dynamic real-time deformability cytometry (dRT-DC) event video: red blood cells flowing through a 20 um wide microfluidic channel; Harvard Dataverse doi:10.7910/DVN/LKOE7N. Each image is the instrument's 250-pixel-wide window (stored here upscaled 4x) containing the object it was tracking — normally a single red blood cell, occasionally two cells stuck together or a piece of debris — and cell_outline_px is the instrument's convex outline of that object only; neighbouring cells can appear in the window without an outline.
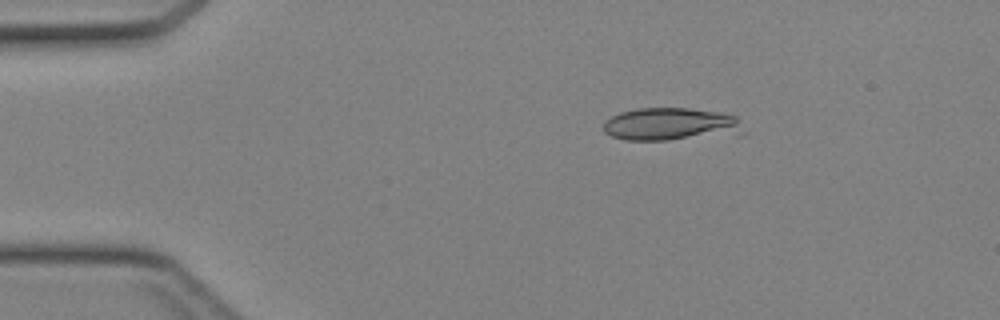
{"species": "Egyptian fruit bat (a non-hibernating species)", "species_latin": "Rousettus aegyptiacus", "temperature_condition": "cold", "stored_images_in_passage": 11, "camera_frame_rate_fps": 3000, "um_per_image_px": 0.085, "animal": {"sex": "female"}, "frame": {"image": 1, "passage_image": 1, "time_ms": 0.0, "image_size_px": [1000, 320], "cell_outline_px": [[736, 124], [668, 140], [624, 140], [612, 136], [604, 132], [604, 120], [620, 112], [636, 108], [688, 108], [720, 112], [736, 116]], "centroid_in_image_um": [56.47, 10.47], "position_along_channel_um": 28.5, "area_um2": 23.76}}
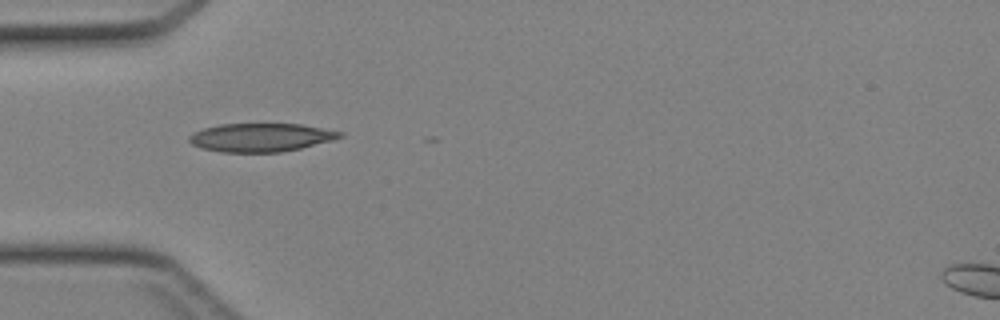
{"frame": {"image": 2, "passage_image": 7, "time_ms": 2.0, "image_size_px": [1000, 320], "cell_outline_px": [[344, 136], [332, 140], [300, 148], [280, 152], [220, 152], [204, 148], [192, 144], [188, 140], [188, 136], [204, 128], [220, 124], [300, 124], [344, 132]], "centroid_in_image_um": [22.18, 11.68], "position_along_channel_um": 62.8, "area_um2": 24.74}}
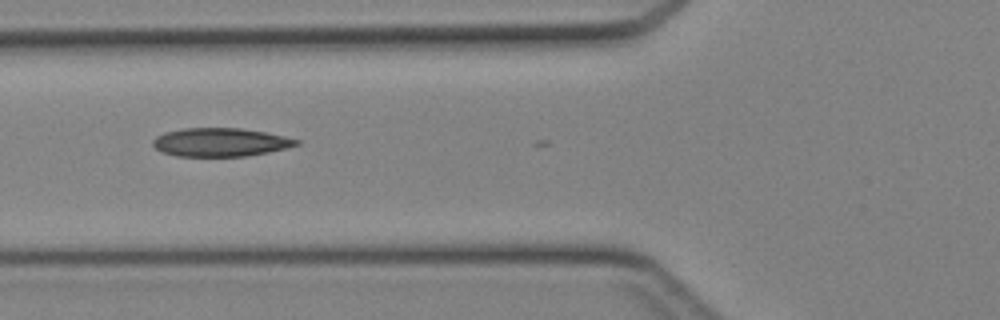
{"frame": {"image": 3, "passage_image": 10, "time_ms": 3.0, "image_size_px": [1000, 320], "cell_outline_px": [[300, 144], [268, 152], [244, 156], [176, 156], [164, 152], [156, 148], [152, 144], [152, 140], [156, 136], [164, 132], [184, 128], [240, 128], [264, 132], [284, 136], [300, 140]], "centroid_in_image_um": [18.71, 12.08], "position_along_channel_um": 107.1, "area_um2": 23.64}}